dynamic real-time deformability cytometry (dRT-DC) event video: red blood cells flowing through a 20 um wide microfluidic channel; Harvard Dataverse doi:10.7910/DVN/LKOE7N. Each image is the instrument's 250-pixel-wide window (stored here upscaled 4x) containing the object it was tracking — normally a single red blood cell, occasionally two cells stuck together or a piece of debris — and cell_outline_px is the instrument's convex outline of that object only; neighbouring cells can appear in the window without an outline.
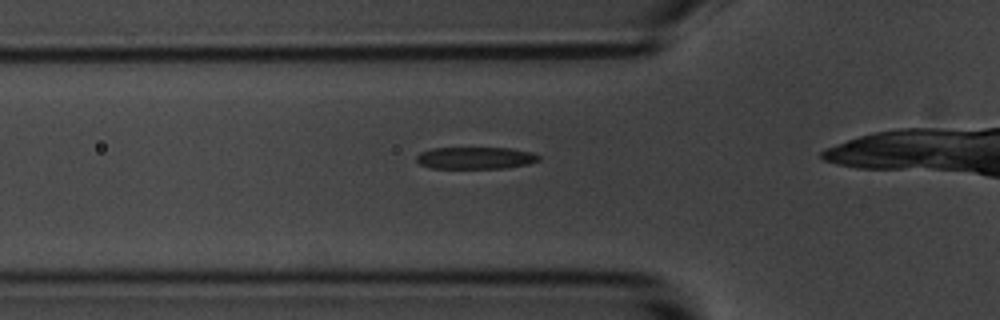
{"species": "common noctule bat (a hibernating species)", "species_latin": "Nyctalus noctula", "temperature_condition": "room temperature", "stored_images_in_passage": 34, "camera_frame_rate_fps": 3000, "um_per_image_px": 0.085, "animal": {"sex": "male", "body_mass_g": 20.1, "forearm_length_mm": 53.5}, "frame": {"image": 1, "passage_image": 8, "time_ms": 2.333, "image_size_px": [1000, 320], "cell_outline_px": [[540, 160], [528, 164], [504, 168], [428, 168], [420, 164], [416, 160], [416, 156], [420, 152], [432, 148], [508, 148], [532, 152], [540, 156]], "centroid_in_image_um": [40.39, 13.43], "position_along_channel_um": 85.4, "area_um2": 15.72}}
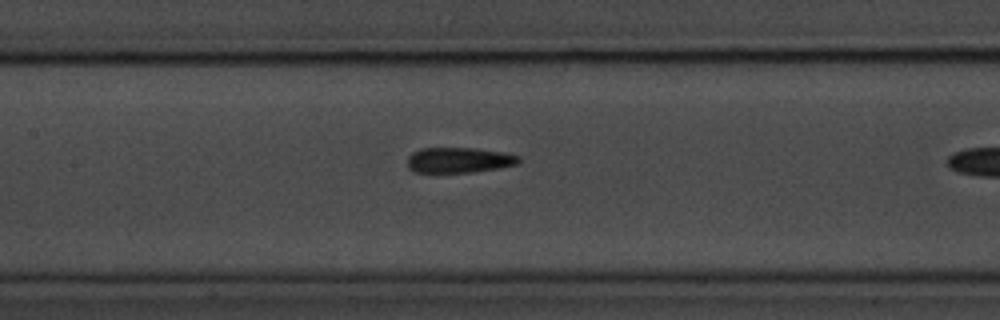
{"frame": {"image": 2, "passage_image": 15, "time_ms": 4.667, "image_size_px": [1000, 320], "cell_outline_px": [[520, 160], [516, 164], [496, 168], [472, 172], [412, 172], [408, 168], [408, 156], [412, 152], [420, 148], [472, 148], [504, 152], [520, 156]], "centroid_in_image_um": [38.97, 13.6], "position_along_channel_um": 168.4, "area_um2": 16.42}}
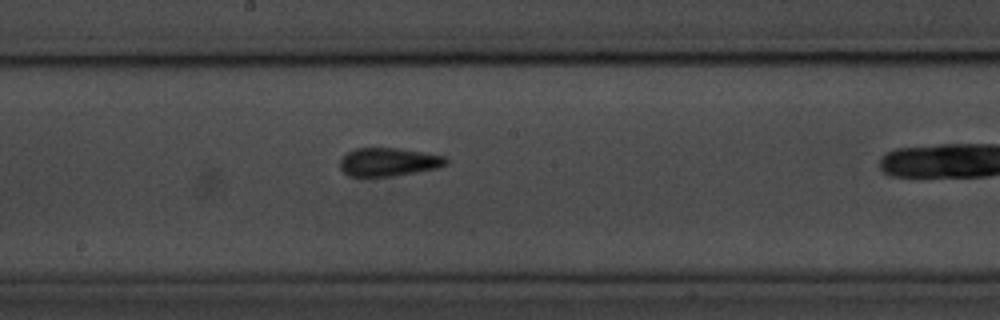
{"frame": {"image": 3, "passage_image": 19, "time_ms": 6.0, "image_size_px": [1000, 320], "cell_outline_px": [[448, 164], [436, 168], [392, 176], [348, 176], [340, 168], [340, 160], [348, 152], [356, 148], [396, 148], [424, 152], [444, 156], [448, 160]], "centroid_in_image_um": [33.02, 13.76], "position_along_channel_um": 215.2, "area_um2": 17.34}}